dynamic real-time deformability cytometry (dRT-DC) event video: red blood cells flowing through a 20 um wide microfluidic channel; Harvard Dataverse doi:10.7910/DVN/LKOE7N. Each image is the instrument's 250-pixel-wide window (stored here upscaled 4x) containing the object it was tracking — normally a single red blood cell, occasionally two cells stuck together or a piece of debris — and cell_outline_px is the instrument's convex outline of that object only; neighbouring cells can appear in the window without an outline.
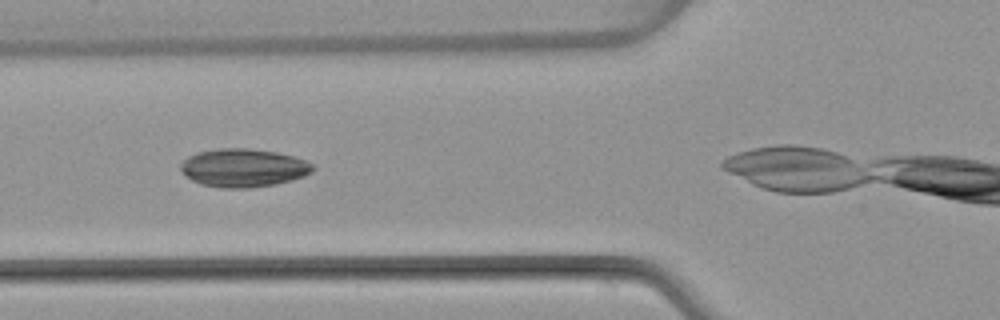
{"species": "common noctule bat (a hibernating species)", "species_latin": "Nyctalus noctula", "temperature_condition": "warm", "stored_images_in_passage": 18, "camera_frame_rate_fps": 3000, "um_per_image_px": 0.085, "animal": {"sex": "female", "body_mass_g": 22.7, "forearm_length_mm": 54.2}, "frame": {"image": 1, "passage_image": 3, "time_ms": 0.667, "image_size_px": [1000, 320], "cell_outline_px": [[316, 168], [312, 172], [304, 176], [292, 180], [276, 184], [248, 188], [220, 188], [200, 184], [192, 180], [180, 168], [180, 160], [196, 152], [220, 148], [248, 148], [276, 152], [296, 156], [308, 160], [316, 164]], "centroid_in_image_um": [20.73, 14.26], "position_along_channel_um": 105.1, "area_um2": 29.94}}